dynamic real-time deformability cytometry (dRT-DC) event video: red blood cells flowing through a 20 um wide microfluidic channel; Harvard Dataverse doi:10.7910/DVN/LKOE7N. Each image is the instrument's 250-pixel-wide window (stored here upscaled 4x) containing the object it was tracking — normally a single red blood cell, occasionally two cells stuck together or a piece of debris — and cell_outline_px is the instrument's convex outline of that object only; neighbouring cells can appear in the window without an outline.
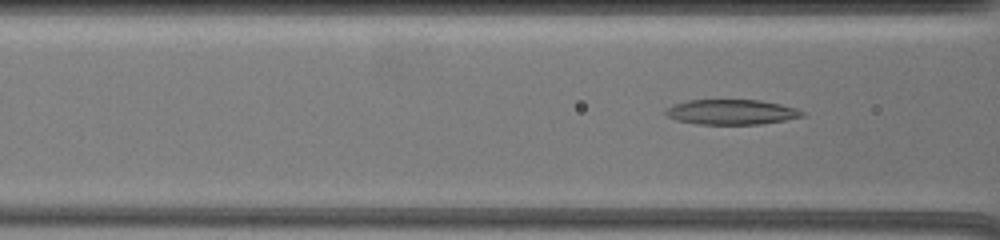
{"species": "common noctule bat (a hibernating species)", "species_latin": "Nyctalus noctula", "temperature_condition": "warm", "stored_images_in_passage": 55, "camera_frame_rate_fps": 3000, "um_per_image_px": 0.085, "animal": {"sex": "female", "body_mass_g": 19.5, "forearm_length_mm": 54.1}, "frame": {"image": 1, "passage_image": 20, "time_ms": 6.333, "image_size_px": [1000, 240], "cell_outline_px": [[804, 116], [784, 120], [760, 124], [696, 124], [676, 120], [668, 116], [664, 112], [672, 104], [688, 100], [760, 100], [780, 104], [796, 108], [804, 112]], "centroid_in_image_um": [62.15, 9.52], "position_along_channel_um": 104.4, "area_um2": 19.88}}
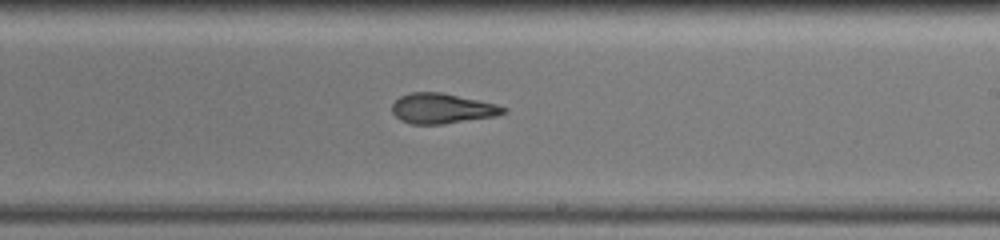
{"frame": {"image": 2, "passage_image": 34, "time_ms": 11.0, "image_size_px": [1000, 240], "cell_outline_px": [[508, 112], [496, 116], [444, 124], [412, 124], [400, 120], [392, 112], [392, 104], [400, 96], [412, 92], [440, 92], [496, 104], [508, 108]], "centroid_in_image_um": [37.59, 9.23], "position_along_channel_um": 251.4, "area_um2": 19.54}}
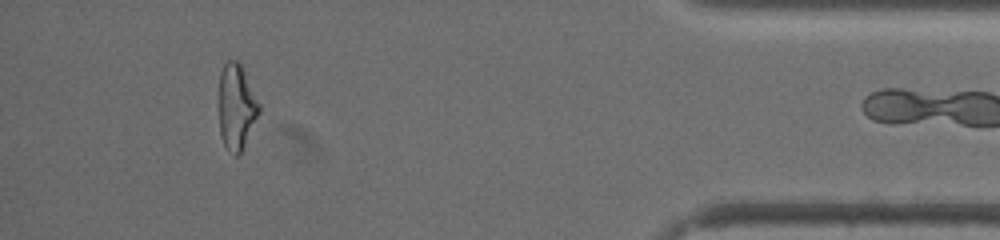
{"frame": {"image": 3, "passage_image": 54, "time_ms": 17.667, "image_size_px": [1000, 240], "cell_outline_px": [[260, 112], [240, 152], [236, 156], [224, 144], [220, 136], [220, 72], [224, 64], [228, 60], [236, 60], [240, 64], [260, 104]], "centroid_in_image_um": [20.1, 9.06], "position_along_channel_um": 415.1, "area_um2": 19.42}}